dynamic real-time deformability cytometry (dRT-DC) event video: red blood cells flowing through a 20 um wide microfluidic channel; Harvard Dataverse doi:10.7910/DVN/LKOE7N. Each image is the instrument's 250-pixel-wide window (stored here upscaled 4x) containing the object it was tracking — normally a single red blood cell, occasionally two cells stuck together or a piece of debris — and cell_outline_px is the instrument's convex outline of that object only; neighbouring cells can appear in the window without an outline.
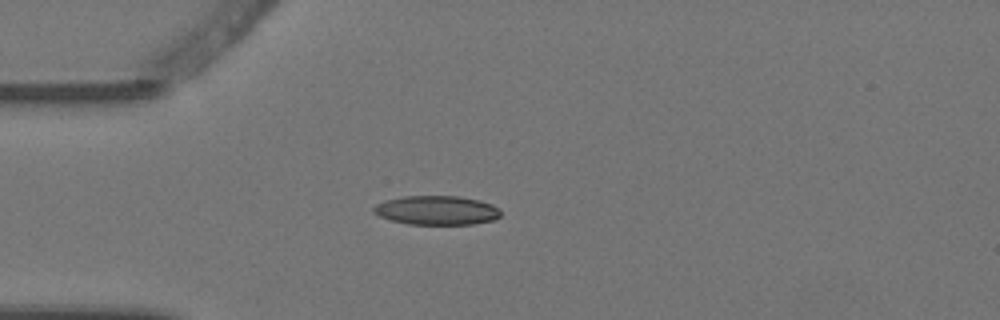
{"species": "Egyptian fruit bat (a non-hibernating species)", "species_latin": "Rousettus aegyptiacus", "temperature_condition": "warm", "stored_images_in_passage": 4, "camera_frame_rate_fps": 3000, "um_per_image_px": 0.085, "animal": {"sex": "female"}, "frame": {"image": 1, "passage_image": 3, "time_ms": 0.667, "image_size_px": [1000, 320], "cell_outline_px": [[500, 216], [492, 220], [472, 224], [408, 224], [392, 220], [380, 216], [372, 212], [372, 208], [376, 204], [384, 200], [404, 196], [460, 196], [480, 200], [492, 204], [500, 208]], "centroid_in_image_um": [37.11, 17.86], "position_along_channel_um": 47.9, "area_um2": 21.62}}